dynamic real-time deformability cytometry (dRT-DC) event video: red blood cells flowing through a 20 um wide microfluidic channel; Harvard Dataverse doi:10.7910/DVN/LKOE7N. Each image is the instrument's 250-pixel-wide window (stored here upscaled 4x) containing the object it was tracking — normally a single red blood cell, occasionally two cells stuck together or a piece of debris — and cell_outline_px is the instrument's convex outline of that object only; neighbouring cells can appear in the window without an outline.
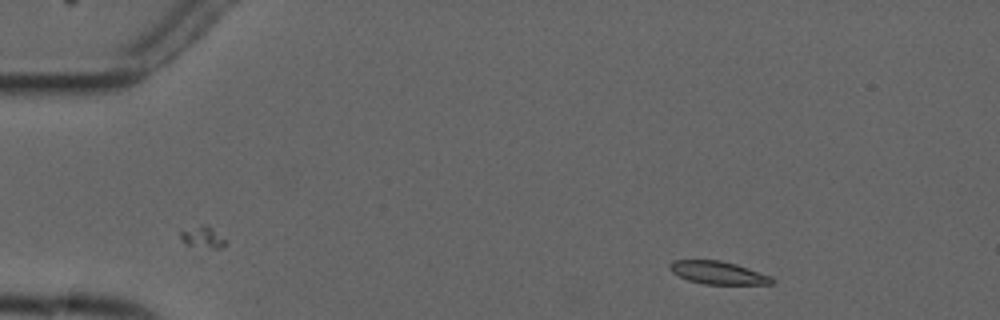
{"species": "common noctule bat (a hibernating species)", "species_latin": "Nyctalus noctula", "temperature_condition": "cold", "stored_images_in_passage": 5, "camera_frame_rate_fps": 3000, "um_per_image_px": 0.085, "animal": {"sex": "male", "forearm_length_mm": 52.5}, "frame": {"image": 1, "passage_image": 1, "time_ms": 0.0, "image_size_px": [1000, 320], "cell_outline_px": [[776, 280], [772, 284], [704, 284], [688, 280], [672, 272], [668, 268], [668, 264], [672, 260], [720, 260], [736, 264], [772, 276]], "centroid_in_image_um": [61.04, 23.18], "position_along_channel_um": 24.0, "area_um2": 13.7}}